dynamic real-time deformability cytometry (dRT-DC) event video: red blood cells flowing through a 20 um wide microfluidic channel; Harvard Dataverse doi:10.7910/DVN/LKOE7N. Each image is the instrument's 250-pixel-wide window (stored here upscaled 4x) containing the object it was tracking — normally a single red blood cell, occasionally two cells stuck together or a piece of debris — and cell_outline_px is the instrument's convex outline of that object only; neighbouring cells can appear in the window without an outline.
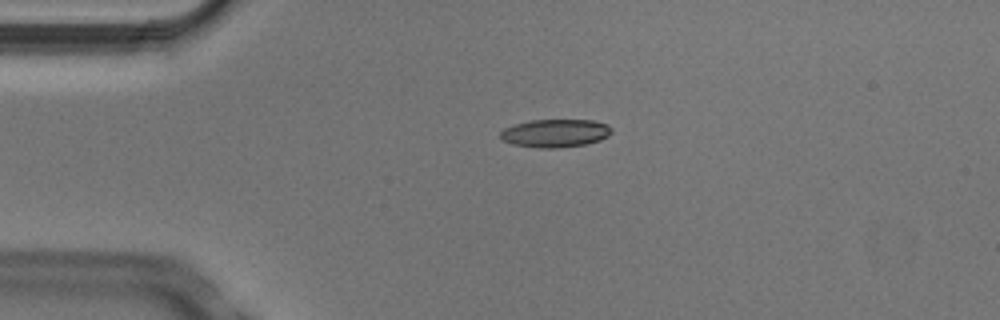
{"species": "Egyptian fruit bat (a non-hibernating species)", "species_latin": "Rousettus aegyptiacus", "temperature_condition": "cold", "stored_images_in_passage": 4, "camera_frame_rate_fps": 3000, "um_per_image_px": 0.085, "animal": {"sex": "male"}, "frame": {"image": 1, "passage_image": 4, "time_ms": 1.0, "image_size_px": [1000, 320], "cell_outline_px": [[612, 132], [608, 136], [600, 140], [584, 144], [552, 148], [540, 148], [512, 144], [500, 140], [500, 132], [504, 128], [516, 124], [532, 120], [592, 120], [608, 124], [612, 128]], "centroid_in_image_um": [47.19, 11.31], "position_along_channel_um": 37.8, "area_um2": 18.15}}